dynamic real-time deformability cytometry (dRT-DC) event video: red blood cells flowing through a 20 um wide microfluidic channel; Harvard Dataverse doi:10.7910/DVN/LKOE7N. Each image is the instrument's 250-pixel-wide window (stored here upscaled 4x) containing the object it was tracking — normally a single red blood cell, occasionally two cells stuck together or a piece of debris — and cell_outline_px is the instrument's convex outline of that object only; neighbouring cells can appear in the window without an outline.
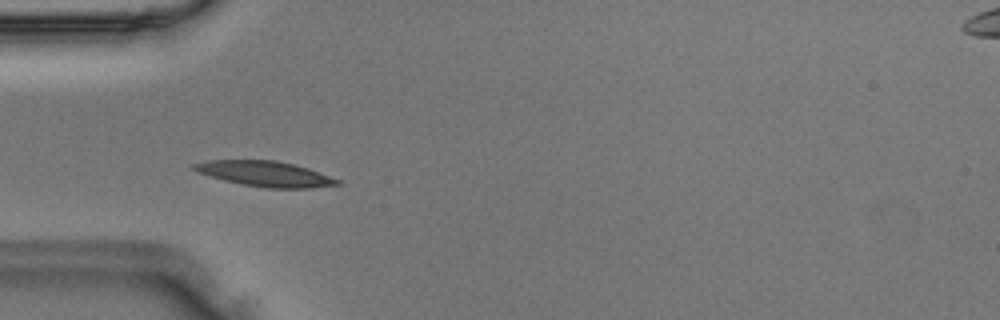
{"species": "Egyptian fruit bat (a non-hibernating species)", "species_latin": "Rousettus aegyptiacus", "temperature_condition": "room temperature", "stored_images_in_passage": 48, "camera_frame_rate_fps": 3000, "um_per_image_px": 0.085, "animal": {"sex": "male"}, "frame": {"image": 1, "passage_image": 14, "time_ms": 4.333, "image_size_px": [1000, 320], "cell_outline_px": [[344, 184], [312, 188], [264, 188], [224, 180], [196, 172], [192, 168], [192, 164], [208, 160], [276, 160], [308, 168], [340, 180]], "centroid_in_image_um": [22.55, 14.77], "position_along_channel_um": 62.5, "area_um2": 21.15}}
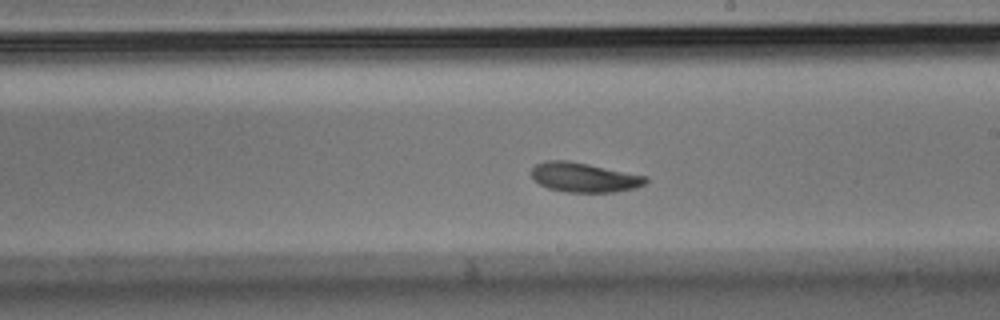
{"frame": {"image": 2, "passage_image": 27, "time_ms": 8.667, "image_size_px": [1000, 320], "cell_outline_px": [[648, 180], [644, 184], [636, 188], [616, 192], [568, 192], [548, 188], [540, 184], [532, 176], [532, 168], [536, 164], [548, 160], [568, 160], [648, 176]], "centroid_in_image_um": [49.68, 15.08], "position_along_channel_um": 239.3, "area_um2": 19.59}}
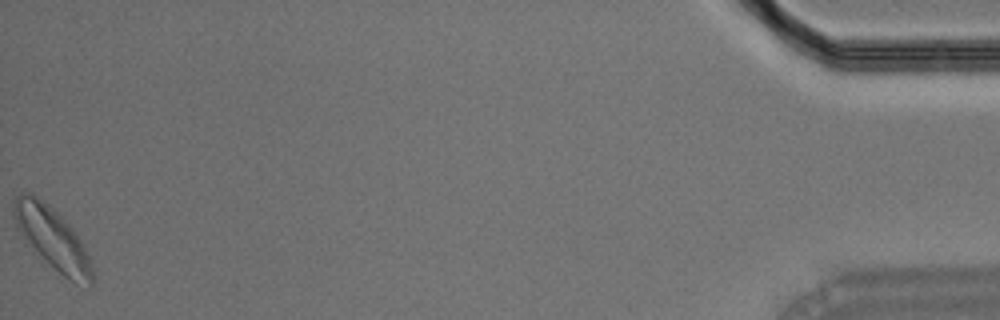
{"frame": {"image": 3, "passage_image": 48, "time_ms": 15.667, "image_size_px": [1000, 320], "cell_outline_px": [[96, 280], [92, 284], [68, 280], [32, 252], [20, 236], [16, 224], [12, 208], [12, 204], [16, 196], [20, 192], [32, 192], [52, 208], [72, 228], [80, 240], [88, 256]], "centroid_in_image_um": [4.39, 20.25], "position_along_channel_um": 430.8, "area_um2": 28.5}}